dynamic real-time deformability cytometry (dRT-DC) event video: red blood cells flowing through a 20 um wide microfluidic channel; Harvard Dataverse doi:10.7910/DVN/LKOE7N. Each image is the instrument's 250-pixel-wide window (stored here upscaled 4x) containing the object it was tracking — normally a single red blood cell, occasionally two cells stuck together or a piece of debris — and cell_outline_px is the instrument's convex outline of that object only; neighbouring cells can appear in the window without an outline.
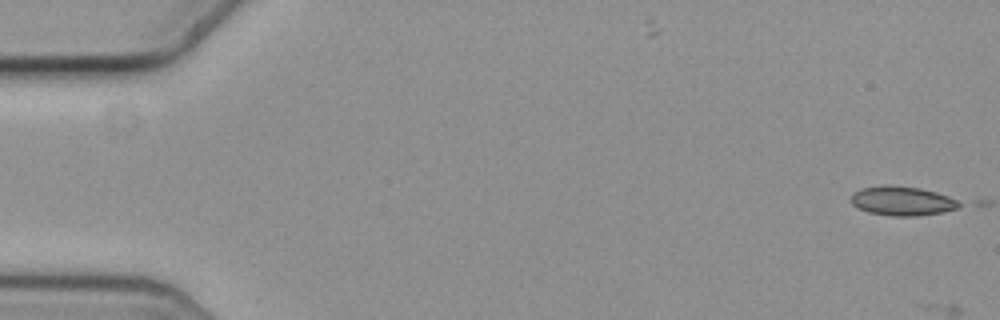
{"species": "common noctule bat (a hibernating species)", "species_latin": "Nyctalus noctula", "temperature_condition": "cold", "stored_images_in_passage": 4, "camera_frame_rate_fps": 3000, "um_per_image_px": 0.085, "animal": {"sex": "female", "body_mass_g": 19.3, "forearm_length_mm": 54.1}, "frame": {"image": 1, "passage_image": 1, "time_ms": 0.0, "image_size_px": [1000, 320], "cell_outline_px": [[968, 204], [960, 208], [944, 212], [916, 216], [892, 216], [868, 212], [852, 204], [852, 192], [864, 188], [920, 188], [936, 192], [948, 196]], "centroid_in_image_um": [76.83, 17.14], "position_along_channel_um": 8.2, "area_um2": 17.86}}